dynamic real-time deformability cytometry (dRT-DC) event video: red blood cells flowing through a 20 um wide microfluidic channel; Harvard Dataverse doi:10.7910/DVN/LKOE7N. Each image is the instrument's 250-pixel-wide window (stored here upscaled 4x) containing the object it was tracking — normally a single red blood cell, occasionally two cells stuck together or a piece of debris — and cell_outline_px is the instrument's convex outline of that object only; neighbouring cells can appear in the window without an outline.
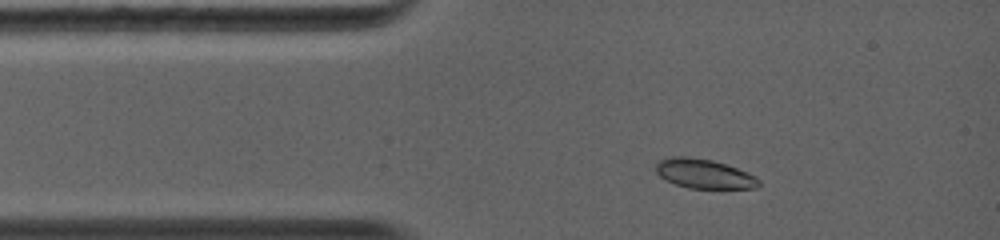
{"species": "common noctule bat (a hibernating species)", "species_latin": "Nyctalus noctula", "temperature_condition": "warm", "stored_images_in_passage": 20, "camera_frame_rate_fps": 5000, "um_per_image_px": 0.085, "animal": {"sex": "female", "body_mass_g": 19.0, "forearm_length_mm": 56.7}, "frame": {"image": 1, "passage_image": 2, "time_ms": 0.8, "image_size_px": [1000, 240], "cell_outline_px": [[760, 184], [756, 188], [688, 188], [676, 184], [660, 176], [656, 172], [656, 164], [660, 160], [672, 156], [688, 156], [712, 160], [736, 168], [756, 176], [760, 180]], "centroid_in_image_um": [59.85, 14.76], "position_along_channel_um": 25.2, "area_um2": 17.46}}
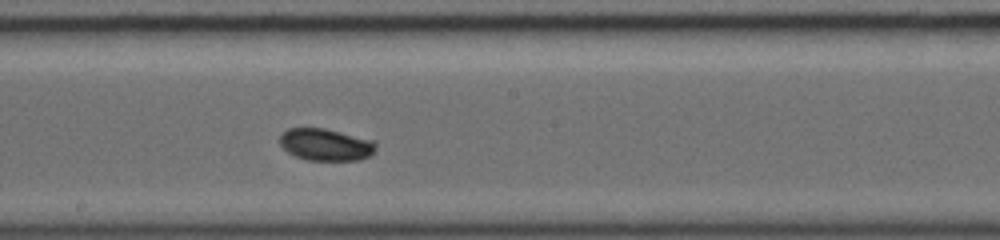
{"frame": {"image": 2, "passage_image": 9, "time_ms": 5.8, "image_size_px": [1000, 240], "cell_outline_px": [[376, 148], [368, 156], [360, 160], [308, 160], [296, 156], [288, 152], [280, 144], [280, 136], [288, 128], [324, 128], [372, 140], [376, 144]], "centroid_in_image_um": [27.67, 12.29], "position_along_channel_um": 220.5, "area_um2": 17.69}}
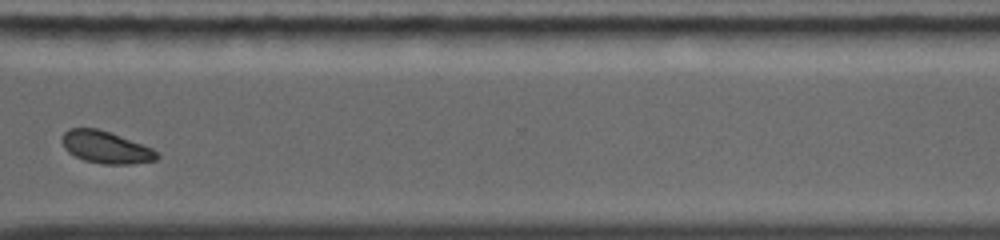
{"frame": {"image": 3, "passage_image": 16, "time_ms": 9.0, "image_size_px": [1000, 240], "cell_outline_px": [[160, 156], [156, 160], [132, 164], [100, 164], [84, 160], [68, 152], [64, 148], [60, 140], [64, 132], [68, 128], [96, 128], [108, 132], [152, 148]], "centroid_in_image_um": [8.95, 12.52], "position_along_channel_um": 361.6, "area_um2": 17.69}, "authors_computed_cell_mechanics": {"area_um2": 17.6868, "velocity_mm_per_s": 4.3873, "shape_relaxation_time_tau1_ms": 2.7452, "shape_relaxation_time_tau2_ms": null, "deformation_change_tau1": 0.0567, "deformation_change_tau2": null}}